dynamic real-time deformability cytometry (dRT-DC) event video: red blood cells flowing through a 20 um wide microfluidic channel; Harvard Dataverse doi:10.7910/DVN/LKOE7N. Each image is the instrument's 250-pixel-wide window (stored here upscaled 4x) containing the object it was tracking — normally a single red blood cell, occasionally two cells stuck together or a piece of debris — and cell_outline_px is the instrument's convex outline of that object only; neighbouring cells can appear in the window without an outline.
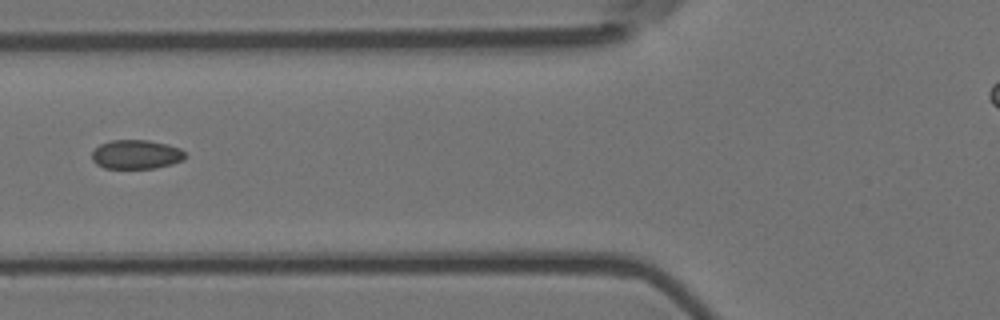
{"species": "Egyptian fruit bat (a non-hibernating species)", "species_latin": "Rousettus aegyptiacus", "temperature_condition": "room temperature", "stored_images_in_passage": 6, "camera_frame_rate_fps": 3000, "um_per_image_px": 0.085, "animal": {"sex": "female"}, "frame": {"image": 1, "passage_image": 6, "time_ms": 1.667, "image_size_px": [1000, 320], "cell_outline_px": [[188, 156], [184, 160], [172, 164], [156, 168], [104, 168], [96, 164], [92, 160], [92, 152], [100, 144], [112, 140], [148, 140], [168, 144], [180, 148]], "centroid_in_image_um": [11.61, 13.13], "position_along_channel_um": 114.2, "area_um2": 15.95}}